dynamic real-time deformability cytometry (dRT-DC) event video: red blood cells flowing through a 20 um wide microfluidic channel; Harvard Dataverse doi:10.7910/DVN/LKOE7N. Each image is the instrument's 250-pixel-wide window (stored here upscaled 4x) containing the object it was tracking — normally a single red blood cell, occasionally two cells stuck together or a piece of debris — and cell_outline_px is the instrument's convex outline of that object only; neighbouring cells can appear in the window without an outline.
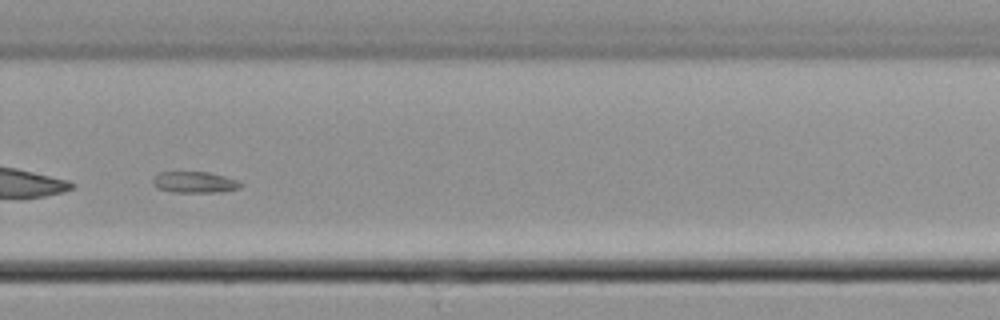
{"species": "common noctule bat (a hibernating species)", "species_latin": "Nyctalus noctula", "temperature_condition": "cold", "stored_images_in_passage": 52, "camera_frame_rate_fps": 3000, "um_per_image_px": 0.085, "animal": {"sex": "male", "body_mass_g": 21.5, "forearm_length_mm": 52.0}, "frame": {"image": 1, "passage_image": 37, "time_ms": 12.0, "image_size_px": [1000, 320], "cell_outline_px": [[244, 184], [240, 188], [220, 192], [172, 192], [160, 188], [152, 184], [152, 180], [160, 172], [208, 172], [224, 176], [236, 180]], "centroid_in_image_um": [16.57, 15.49], "position_along_channel_um": 313.2, "area_um2": 10.75}}